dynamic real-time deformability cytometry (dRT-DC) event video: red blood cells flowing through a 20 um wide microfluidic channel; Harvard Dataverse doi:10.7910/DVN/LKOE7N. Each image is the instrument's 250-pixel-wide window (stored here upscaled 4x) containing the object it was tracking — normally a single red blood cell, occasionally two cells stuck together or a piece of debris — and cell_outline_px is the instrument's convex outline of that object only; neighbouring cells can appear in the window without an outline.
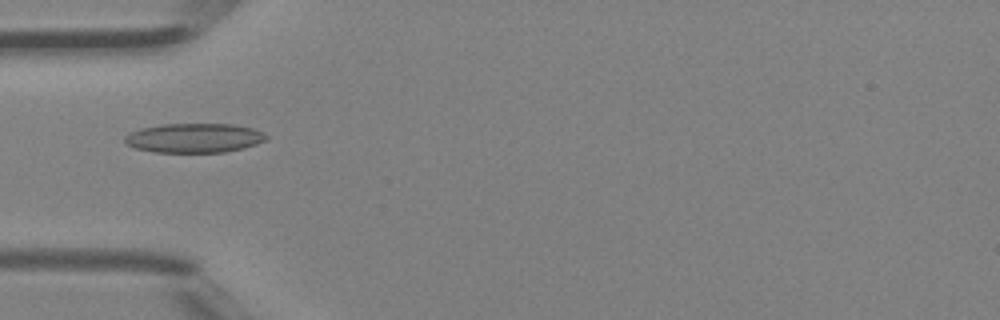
{"species": "Egyptian fruit bat (a non-hibernating species)", "species_latin": "Rousettus aegyptiacus", "temperature_condition": "room temperature", "stored_images_in_passage": 5, "camera_frame_rate_fps": 3000, "um_per_image_px": 0.085, "animal": {"sex": "female"}, "frame": {"image": 1, "passage_image": 5, "time_ms": 1.333, "image_size_px": [1000, 320], "cell_outline_px": [[268, 136], [264, 140], [256, 144], [244, 148], [224, 152], [152, 152], [136, 148], [124, 144], [124, 136], [140, 128], [164, 124], [232, 124], [252, 128]], "centroid_in_image_um": [16.46, 11.73], "position_along_channel_um": 68.5, "area_um2": 24.1}}